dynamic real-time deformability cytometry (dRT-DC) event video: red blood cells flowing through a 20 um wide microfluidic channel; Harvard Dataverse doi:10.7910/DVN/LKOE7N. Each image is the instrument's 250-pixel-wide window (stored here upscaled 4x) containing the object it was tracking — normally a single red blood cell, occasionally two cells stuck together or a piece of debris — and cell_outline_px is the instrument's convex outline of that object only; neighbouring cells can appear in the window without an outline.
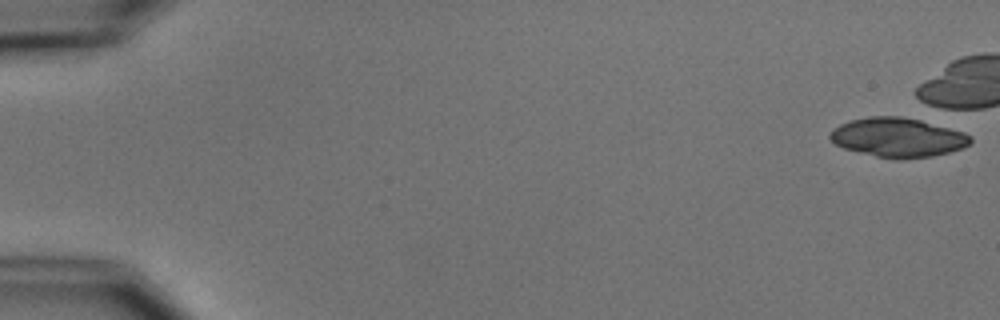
{"species": "common noctule bat (a hibernating species)", "species_latin": "Nyctalus noctula", "temperature_condition": "cold", "stored_images_in_passage": 1, "camera_frame_rate_fps": 3000, "um_per_image_px": 0.085, "animal": {"sex": "male", "body_mass_g": 15.6}, "frame": {"image": 1, "passage_image": 1, "time_ms": 0.0, "image_size_px": [1000, 320], "cell_outline_px": [[972, 140], [964, 148], [932, 156], [896, 160], [876, 156], [844, 148], [836, 144], [828, 136], [832, 128], [840, 124], [852, 120], [868, 116], [900, 116], [920, 120], [964, 132], [972, 136]], "centroid_in_image_um": [76.31, 11.68], "position_along_channel_um": 8.7, "area_um2": 32.08}}